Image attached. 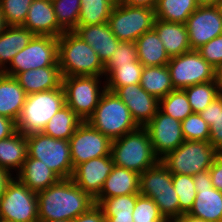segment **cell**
<instances>
[{
  "label": "cell",
  "mask_w": 222,
  "mask_h": 222,
  "mask_svg": "<svg viewBox=\"0 0 222 222\" xmlns=\"http://www.w3.org/2000/svg\"><path fill=\"white\" fill-rule=\"evenodd\" d=\"M167 67L174 89L215 81V68L197 50L170 58Z\"/></svg>",
  "instance_id": "7c38bea8"
},
{
  "label": "cell",
  "mask_w": 222,
  "mask_h": 222,
  "mask_svg": "<svg viewBox=\"0 0 222 222\" xmlns=\"http://www.w3.org/2000/svg\"><path fill=\"white\" fill-rule=\"evenodd\" d=\"M172 183L178 195L180 217L188 214L193 207L196 198V188L193 176L185 174H172Z\"/></svg>",
  "instance_id": "ab89813d"
},
{
  "label": "cell",
  "mask_w": 222,
  "mask_h": 222,
  "mask_svg": "<svg viewBox=\"0 0 222 222\" xmlns=\"http://www.w3.org/2000/svg\"><path fill=\"white\" fill-rule=\"evenodd\" d=\"M34 35L60 37L65 31L58 25L52 0H33L21 25Z\"/></svg>",
  "instance_id": "d6986e66"
},
{
  "label": "cell",
  "mask_w": 222,
  "mask_h": 222,
  "mask_svg": "<svg viewBox=\"0 0 222 222\" xmlns=\"http://www.w3.org/2000/svg\"><path fill=\"white\" fill-rule=\"evenodd\" d=\"M74 32L93 48L103 64L110 59L120 43L108 23L77 26Z\"/></svg>",
  "instance_id": "ffe728a7"
},
{
  "label": "cell",
  "mask_w": 222,
  "mask_h": 222,
  "mask_svg": "<svg viewBox=\"0 0 222 222\" xmlns=\"http://www.w3.org/2000/svg\"><path fill=\"white\" fill-rule=\"evenodd\" d=\"M25 93L49 91L62 85L59 66H46L18 73L15 76Z\"/></svg>",
  "instance_id": "44dd1931"
},
{
  "label": "cell",
  "mask_w": 222,
  "mask_h": 222,
  "mask_svg": "<svg viewBox=\"0 0 222 222\" xmlns=\"http://www.w3.org/2000/svg\"><path fill=\"white\" fill-rule=\"evenodd\" d=\"M195 188H212L210 171L205 170L193 176Z\"/></svg>",
  "instance_id": "681fc988"
},
{
  "label": "cell",
  "mask_w": 222,
  "mask_h": 222,
  "mask_svg": "<svg viewBox=\"0 0 222 222\" xmlns=\"http://www.w3.org/2000/svg\"><path fill=\"white\" fill-rule=\"evenodd\" d=\"M110 155L116 166L138 174H142L159 161L153 152L151 139L145 127H138L112 140Z\"/></svg>",
  "instance_id": "3957f363"
},
{
  "label": "cell",
  "mask_w": 222,
  "mask_h": 222,
  "mask_svg": "<svg viewBox=\"0 0 222 222\" xmlns=\"http://www.w3.org/2000/svg\"><path fill=\"white\" fill-rule=\"evenodd\" d=\"M137 57L143 66H164L170 58L154 29L143 33L136 41Z\"/></svg>",
  "instance_id": "83f0119b"
},
{
  "label": "cell",
  "mask_w": 222,
  "mask_h": 222,
  "mask_svg": "<svg viewBox=\"0 0 222 222\" xmlns=\"http://www.w3.org/2000/svg\"><path fill=\"white\" fill-rule=\"evenodd\" d=\"M16 132V122L0 115V140L10 137Z\"/></svg>",
  "instance_id": "c3c4849f"
},
{
  "label": "cell",
  "mask_w": 222,
  "mask_h": 222,
  "mask_svg": "<svg viewBox=\"0 0 222 222\" xmlns=\"http://www.w3.org/2000/svg\"><path fill=\"white\" fill-rule=\"evenodd\" d=\"M199 114L209 125V142L219 153H222V94Z\"/></svg>",
  "instance_id": "e575fe53"
},
{
  "label": "cell",
  "mask_w": 222,
  "mask_h": 222,
  "mask_svg": "<svg viewBox=\"0 0 222 222\" xmlns=\"http://www.w3.org/2000/svg\"><path fill=\"white\" fill-rule=\"evenodd\" d=\"M158 109L164 114L183 121L192 114L190 103L183 89H175L159 99Z\"/></svg>",
  "instance_id": "8d00e7d4"
},
{
  "label": "cell",
  "mask_w": 222,
  "mask_h": 222,
  "mask_svg": "<svg viewBox=\"0 0 222 222\" xmlns=\"http://www.w3.org/2000/svg\"><path fill=\"white\" fill-rule=\"evenodd\" d=\"M136 199L137 194H128L94 201L102 209L106 222H133Z\"/></svg>",
  "instance_id": "f546056e"
},
{
  "label": "cell",
  "mask_w": 222,
  "mask_h": 222,
  "mask_svg": "<svg viewBox=\"0 0 222 222\" xmlns=\"http://www.w3.org/2000/svg\"><path fill=\"white\" fill-rule=\"evenodd\" d=\"M185 25L192 50L222 35V17L216 6H198Z\"/></svg>",
  "instance_id": "2e32d148"
},
{
  "label": "cell",
  "mask_w": 222,
  "mask_h": 222,
  "mask_svg": "<svg viewBox=\"0 0 222 222\" xmlns=\"http://www.w3.org/2000/svg\"><path fill=\"white\" fill-rule=\"evenodd\" d=\"M26 138L27 157L41 160L61 179L72 177L74 168L69 140L55 139L42 132L27 134Z\"/></svg>",
  "instance_id": "52a82bcc"
},
{
  "label": "cell",
  "mask_w": 222,
  "mask_h": 222,
  "mask_svg": "<svg viewBox=\"0 0 222 222\" xmlns=\"http://www.w3.org/2000/svg\"><path fill=\"white\" fill-rule=\"evenodd\" d=\"M139 194L153 199L167 222L180 217L172 173L161 160L140 174Z\"/></svg>",
  "instance_id": "277c9868"
},
{
  "label": "cell",
  "mask_w": 222,
  "mask_h": 222,
  "mask_svg": "<svg viewBox=\"0 0 222 222\" xmlns=\"http://www.w3.org/2000/svg\"><path fill=\"white\" fill-rule=\"evenodd\" d=\"M106 90L114 92L123 101L139 127H145L158 110L159 100L147 93L140 83L122 87H106Z\"/></svg>",
  "instance_id": "e0dca14e"
},
{
  "label": "cell",
  "mask_w": 222,
  "mask_h": 222,
  "mask_svg": "<svg viewBox=\"0 0 222 222\" xmlns=\"http://www.w3.org/2000/svg\"><path fill=\"white\" fill-rule=\"evenodd\" d=\"M137 60V46L135 42L120 41L116 51L104 64V74L106 75L111 69H116L119 65L133 63Z\"/></svg>",
  "instance_id": "ee69618b"
},
{
  "label": "cell",
  "mask_w": 222,
  "mask_h": 222,
  "mask_svg": "<svg viewBox=\"0 0 222 222\" xmlns=\"http://www.w3.org/2000/svg\"><path fill=\"white\" fill-rule=\"evenodd\" d=\"M200 55L215 69L222 64V35L197 49Z\"/></svg>",
  "instance_id": "f6af8a7d"
},
{
  "label": "cell",
  "mask_w": 222,
  "mask_h": 222,
  "mask_svg": "<svg viewBox=\"0 0 222 222\" xmlns=\"http://www.w3.org/2000/svg\"><path fill=\"white\" fill-rule=\"evenodd\" d=\"M13 174L14 173H11L9 170L0 167V199L5 194L8 185L15 178L14 176H12Z\"/></svg>",
  "instance_id": "f907efd6"
},
{
  "label": "cell",
  "mask_w": 222,
  "mask_h": 222,
  "mask_svg": "<svg viewBox=\"0 0 222 222\" xmlns=\"http://www.w3.org/2000/svg\"><path fill=\"white\" fill-rule=\"evenodd\" d=\"M114 165L111 155L90 159L74 168L71 179L79 188L95 199L100 194Z\"/></svg>",
  "instance_id": "ac0fdd59"
},
{
  "label": "cell",
  "mask_w": 222,
  "mask_h": 222,
  "mask_svg": "<svg viewBox=\"0 0 222 222\" xmlns=\"http://www.w3.org/2000/svg\"><path fill=\"white\" fill-rule=\"evenodd\" d=\"M141 87L158 100L175 90L167 65L144 66L141 74Z\"/></svg>",
  "instance_id": "4dcf8cb0"
},
{
  "label": "cell",
  "mask_w": 222,
  "mask_h": 222,
  "mask_svg": "<svg viewBox=\"0 0 222 222\" xmlns=\"http://www.w3.org/2000/svg\"><path fill=\"white\" fill-rule=\"evenodd\" d=\"M215 82L218 86L219 93L222 94V64L215 69Z\"/></svg>",
  "instance_id": "db71d44e"
},
{
  "label": "cell",
  "mask_w": 222,
  "mask_h": 222,
  "mask_svg": "<svg viewBox=\"0 0 222 222\" xmlns=\"http://www.w3.org/2000/svg\"><path fill=\"white\" fill-rule=\"evenodd\" d=\"M216 7L219 10L220 16L222 17V0H219Z\"/></svg>",
  "instance_id": "680465c9"
},
{
  "label": "cell",
  "mask_w": 222,
  "mask_h": 222,
  "mask_svg": "<svg viewBox=\"0 0 222 222\" xmlns=\"http://www.w3.org/2000/svg\"><path fill=\"white\" fill-rule=\"evenodd\" d=\"M219 152L210 142L185 140L161 162L172 174H195L209 170Z\"/></svg>",
  "instance_id": "ba28073f"
},
{
  "label": "cell",
  "mask_w": 222,
  "mask_h": 222,
  "mask_svg": "<svg viewBox=\"0 0 222 222\" xmlns=\"http://www.w3.org/2000/svg\"><path fill=\"white\" fill-rule=\"evenodd\" d=\"M77 26L99 25L108 22L112 8L107 0H81Z\"/></svg>",
  "instance_id": "836d02e7"
},
{
  "label": "cell",
  "mask_w": 222,
  "mask_h": 222,
  "mask_svg": "<svg viewBox=\"0 0 222 222\" xmlns=\"http://www.w3.org/2000/svg\"><path fill=\"white\" fill-rule=\"evenodd\" d=\"M212 186L222 192V153H219L209 169Z\"/></svg>",
  "instance_id": "7dc6e473"
},
{
  "label": "cell",
  "mask_w": 222,
  "mask_h": 222,
  "mask_svg": "<svg viewBox=\"0 0 222 222\" xmlns=\"http://www.w3.org/2000/svg\"><path fill=\"white\" fill-rule=\"evenodd\" d=\"M140 174L114 165L106 178L100 194L95 199H106L120 195L139 194Z\"/></svg>",
  "instance_id": "d4e9b609"
},
{
  "label": "cell",
  "mask_w": 222,
  "mask_h": 222,
  "mask_svg": "<svg viewBox=\"0 0 222 222\" xmlns=\"http://www.w3.org/2000/svg\"><path fill=\"white\" fill-rule=\"evenodd\" d=\"M0 219L10 222H38L37 193L15 177L0 199Z\"/></svg>",
  "instance_id": "4fadbf2b"
},
{
  "label": "cell",
  "mask_w": 222,
  "mask_h": 222,
  "mask_svg": "<svg viewBox=\"0 0 222 222\" xmlns=\"http://www.w3.org/2000/svg\"><path fill=\"white\" fill-rule=\"evenodd\" d=\"M193 113H200L217 98L220 93L215 81L195 84L183 89Z\"/></svg>",
  "instance_id": "d590c367"
},
{
  "label": "cell",
  "mask_w": 222,
  "mask_h": 222,
  "mask_svg": "<svg viewBox=\"0 0 222 222\" xmlns=\"http://www.w3.org/2000/svg\"><path fill=\"white\" fill-rule=\"evenodd\" d=\"M169 222H207V221H204L202 219H198V218H195V217H192L188 214H184L183 216L177 218V219H173Z\"/></svg>",
  "instance_id": "f5cc1de1"
},
{
  "label": "cell",
  "mask_w": 222,
  "mask_h": 222,
  "mask_svg": "<svg viewBox=\"0 0 222 222\" xmlns=\"http://www.w3.org/2000/svg\"><path fill=\"white\" fill-rule=\"evenodd\" d=\"M37 200L39 220H73L95 205L94 199L71 178L60 179L38 192Z\"/></svg>",
  "instance_id": "6da1fadb"
},
{
  "label": "cell",
  "mask_w": 222,
  "mask_h": 222,
  "mask_svg": "<svg viewBox=\"0 0 222 222\" xmlns=\"http://www.w3.org/2000/svg\"><path fill=\"white\" fill-rule=\"evenodd\" d=\"M145 128L149 133L153 152L159 160L185 141L181 121L164 114L159 109Z\"/></svg>",
  "instance_id": "9a60e30c"
},
{
  "label": "cell",
  "mask_w": 222,
  "mask_h": 222,
  "mask_svg": "<svg viewBox=\"0 0 222 222\" xmlns=\"http://www.w3.org/2000/svg\"><path fill=\"white\" fill-rule=\"evenodd\" d=\"M58 65L62 77H104V64L93 48L74 31L58 37Z\"/></svg>",
  "instance_id": "7a4b0ae2"
},
{
  "label": "cell",
  "mask_w": 222,
  "mask_h": 222,
  "mask_svg": "<svg viewBox=\"0 0 222 222\" xmlns=\"http://www.w3.org/2000/svg\"><path fill=\"white\" fill-rule=\"evenodd\" d=\"M71 222H106V218L102 209L95 204L87 212L80 214Z\"/></svg>",
  "instance_id": "bcb514c9"
},
{
  "label": "cell",
  "mask_w": 222,
  "mask_h": 222,
  "mask_svg": "<svg viewBox=\"0 0 222 222\" xmlns=\"http://www.w3.org/2000/svg\"><path fill=\"white\" fill-rule=\"evenodd\" d=\"M112 140L83 121L69 139L73 168L90 159L110 155Z\"/></svg>",
  "instance_id": "5bb4252c"
},
{
  "label": "cell",
  "mask_w": 222,
  "mask_h": 222,
  "mask_svg": "<svg viewBox=\"0 0 222 222\" xmlns=\"http://www.w3.org/2000/svg\"><path fill=\"white\" fill-rule=\"evenodd\" d=\"M38 222H71V220H66V219H62V220H38Z\"/></svg>",
  "instance_id": "6f0895ef"
},
{
  "label": "cell",
  "mask_w": 222,
  "mask_h": 222,
  "mask_svg": "<svg viewBox=\"0 0 222 222\" xmlns=\"http://www.w3.org/2000/svg\"><path fill=\"white\" fill-rule=\"evenodd\" d=\"M8 25L5 23L4 17L0 10V34L6 29Z\"/></svg>",
  "instance_id": "9f6ffc18"
},
{
  "label": "cell",
  "mask_w": 222,
  "mask_h": 222,
  "mask_svg": "<svg viewBox=\"0 0 222 222\" xmlns=\"http://www.w3.org/2000/svg\"><path fill=\"white\" fill-rule=\"evenodd\" d=\"M133 222H167L153 199L137 194Z\"/></svg>",
  "instance_id": "7bdbcfd3"
},
{
  "label": "cell",
  "mask_w": 222,
  "mask_h": 222,
  "mask_svg": "<svg viewBox=\"0 0 222 222\" xmlns=\"http://www.w3.org/2000/svg\"><path fill=\"white\" fill-rule=\"evenodd\" d=\"M155 19V9L119 3L112 8L107 23L119 41L135 42L153 29Z\"/></svg>",
  "instance_id": "30bf717a"
},
{
  "label": "cell",
  "mask_w": 222,
  "mask_h": 222,
  "mask_svg": "<svg viewBox=\"0 0 222 222\" xmlns=\"http://www.w3.org/2000/svg\"><path fill=\"white\" fill-rule=\"evenodd\" d=\"M46 66H59L58 38L34 35L29 44L14 56L3 73L15 77L18 73Z\"/></svg>",
  "instance_id": "8fae6325"
},
{
  "label": "cell",
  "mask_w": 222,
  "mask_h": 222,
  "mask_svg": "<svg viewBox=\"0 0 222 222\" xmlns=\"http://www.w3.org/2000/svg\"><path fill=\"white\" fill-rule=\"evenodd\" d=\"M197 7L195 0H158L155 17L166 22L185 24Z\"/></svg>",
  "instance_id": "d6a6232c"
},
{
  "label": "cell",
  "mask_w": 222,
  "mask_h": 222,
  "mask_svg": "<svg viewBox=\"0 0 222 222\" xmlns=\"http://www.w3.org/2000/svg\"><path fill=\"white\" fill-rule=\"evenodd\" d=\"M153 29L163 43L169 58L179 56L191 49L188 39V31L183 23L166 22L155 19Z\"/></svg>",
  "instance_id": "7402d4cb"
},
{
  "label": "cell",
  "mask_w": 222,
  "mask_h": 222,
  "mask_svg": "<svg viewBox=\"0 0 222 222\" xmlns=\"http://www.w3.org/2000/svg\"><path fill=\"white\" fill-rule=\"evenodd\" d=\"M182 134L185 140L209 142L210 128L199 113H192L181 121Z\"/></svg>",
  "instance_id": "b9f144b4"
},
{
  "label": "cell",
  "mask_w": 222,
  "mask_h": 222,
  "mask_svg": "<svg viewBox=\"0 0 222 222\" xmlns=\"http://www.w3.org/2000/svg\"><path fill=\"white\" fill-rule=\"evenodd\" d=\"M83 120L67 105L48 121L42 133L55 139L69 140Z\"/></svg>",
  "instance_id": "1f68e13d"
},
{
  "label": "cell",
  "mask_w": 222,
  "mask_h": 222,
  "mask_svg": "<svg viewBox=\"0 0 222 222\" xmlns=\"http://www.w3.org/2000/svg\"><path fill=\"white\" fill-rule=\"evenodd\" d=\"M196 198L188 215L207 222H222V192L212 188H196Z\"/></svg>",
  "instance_id": "4316f807"
},
{
  "label": "cell",
  "mask_w": 222,
  "mask_h": 222,
  "mask_svg": "<svg viewBox=\"0 0 222 222\" xmlns=\"http://www.w3.org/2000/svg\"><path fill=\"white\" fill-rule=\"evenodd\" d=\"M109 1L113 6H116L117 4L121 3V0H107Z\"/></svg>",
  "instance_id": "91938a15"
},
{
  "label": "cell",
  "mask_w": 222,
  "mask_h": 222,
  "mask_svg": "<svg viewBox=\"0 0 222 222\" xmlns=\"http://www.w3.org/2000/svg\"><path fill=\"white\" fill-rule=\"evenodd\" d=\"M86 121L111 140L120 138L139 127L123 101L108 90L102 94L96 109Z\"/></svg>",
  "instance_id": "5b68a950"
},
{
  "label": "cell",
  "mask_w": 222,
  "mask_h": 222,
  "mask_svg": "<svg viewBox=\"0 0 222 222\" xmlns=\"http://www.w3.org/2000/svg\"><path fill=\"white\" fill-rule=\"evenodd\" d=\"M63 106L65 93L62 85L57 89L28 94L16 121L17 131L24 135L42 132L48 121Z\"/></svg>",
  "instance_id": "8992f818"
},
{
  "label": "cell",
  "mask_w": 222,
  "mask_h": 222,
  "mask_svg": "<svg viewBox=\"0 0 222 222\" xmlns=\"http://www.w3.org/2000/svg\"><path fill=\"white\" fill-rule=\"evenodd\" d=\"M34 34L21 25L7 26L0 34V72L11 63L14 56L25 48Z\"/></svg>",
  "instance_id": "484cf974"
},
{
  "label": "cell",
  "mask_w": 222,
  "mask_h": 222,
  "mask_svg": "<svg viewBox=\"0 0 222 222\" xmlns=\"http://www.w3.org/2000/svg\"><path fill=\"white\" fill-rule=\"evenodd\" d=\"M14 176L35 193L47 189L61 179L41 160L31 157H26L21 170Z\"/></svg>",
  "instance_id": "603a6c76"
},
{
  "label": "cell",
  "mask_w": 222,
  "mask_h": 222,
  "mask_svg": "<svg viewBox=\"0 0 222 222\" xmlns=\"http://www.w3.org/2000/svg\"><path fill=\"white\" fill-rule=\"evenodd\" d=\"M0 222H10V221H5V220L0 219Z\"/></svg>",
  "instance_id": "94428289"
},
{
  "label": "cell",
  "mask_w": 222,
  "mask_h": 222,
  "mask_svg": "<svg viewBox=\"0 0 222 222\" xmlns=\"http://www.w3.org/2000/svg\"><path fill=\"white\" fill-rule=\"evenodd\" d=\"M33 0H0V10L8 26L22 25Z\"/></svg>",
  "instance_id": "60d3db41"
},
{
  "label": "cell",
  "mask_w": 222,
  "mask_h": 222,
  "mask_svg": "<svg viewBox=\"0 0 222 222\" xmlns=\"http://www.w3.org/2000/svg\"><path fill=\"white\" fill-rule=\"evenodd\" d=\"M27 94L15 77L0 72V115L18 120Z\"/></svg>",
  "instance_id": "cb8c5ba5"
},
{
  "label": "cell",
  "mask_w": 222,
  "mask_h": 222,
  "mask_svg": "<svg viewBox=\"0 0 222 222\" xmlns=\"http://www.w3.org/2000/svg\"><path fill=\"white\" fill-rule=\"evenodd\" d=\"M158 0H121V3L133 7H145L155 9Z\"/></svg>",
  "instance_id": "816d5d0a"
},
{
  "label": "cell",
  "mask_w": 222,
  "mask_h": 222,
  "mask_svg": "<svg viewBox=\"0 0 222 222\" xmlns=\"http://www.w3.org/2000/svg\"><path fill=\"white\" fill-rule=\"evenodd\" d=\"M144 66L139 60L119 65L116 69H111L104 77L106 87H122L131 84H138L141 81V74Z\"/></svg>",
  "instance_id": "74e56055"
},
{
  "label": "cell",
  "mask_w": 222,
  "mask_h": 222,
  "mask_svg": "<svg viewBox=\"0 0 222 222\" xmlns=\"http://www.w3.org/2000/svg\"><path fill=\"white\" fill-rule=\"evenodd\" d=\"M103 77L68 76L62 77L65 93V105L70 107L83 121H86L96 109L102 94L106 91ZM101 84H103L101 86Z\"/></svg>",
  "instance_id": "9c48e42d"
},
{
  "label": "cell",
  "mask_w": 222,
  "mask_h": 222,
  "mask_svg": "<svg viewBox=\"0 0 222 222\" xmlns=\"http://www.w3.org/2000/svg\"><path fill=\"white\" fill-rule=\"evenodd\" d=\"M26 157V135L17 131L12 136L0 140V167L9 170L12 173L15 170V173L17 174L21 170Z\"/></svg>",
  "instance_id": "f1b7e54d"
},
{
  "label": "cell",
  "mask_w": 222,
  "mask_h": 222,
  "mask_svg": "<svg viewBox=\"0 0 222 222\" xmlns=\"http://www.w3.org/2000/svg\"><path fill=\"white\" fill-rule=\"evenodd\" d=\"M219 0H195L198 6H216Z\"/></svg>",
  "instance_id": "11a10c76"
},
{
  "label": "cell",
  "mask_w": 222,
  "mask_h": 222,
  "mask_svg": "<svg viewBox=\"0 0 222 222\" xmlns=\"http://www.w3.org/2000/svg\"><path fill=\"white\" fill-rule=\"evenodd\" d=\"M81 0H52L58 25L65 31H74L79 22Z\"/></svg>",
  "instance_id": "f35d334b"
}]
</instances>
